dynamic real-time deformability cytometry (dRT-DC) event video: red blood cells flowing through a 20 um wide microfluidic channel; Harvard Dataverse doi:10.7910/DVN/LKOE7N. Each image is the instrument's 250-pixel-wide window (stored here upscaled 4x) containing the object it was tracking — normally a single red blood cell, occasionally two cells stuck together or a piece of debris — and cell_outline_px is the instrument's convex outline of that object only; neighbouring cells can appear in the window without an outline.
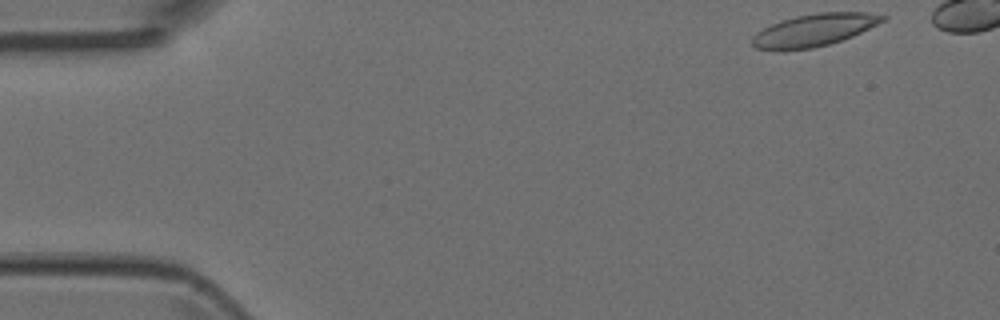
{"species": "Egyptian fruit bat (a non-hibernating species)", "species_latin": "Rousettus aegyptiacus", "temperature_condition": "room temperature", "stored_images_in_passage": 5, "camera_frame_rate_fps": 3000, "um_per_image_px": 0.085, "animal": {"sex": "female"}, "frame": {"image": 1, "passage_image": 1, "time_ms": 0.0, "image_size_px": [1000, 320], "cell_outline_px": [[888, 20], [852, 36], [828, 44], [812, 48], [784, 52], [780, 52], [756, 48], [752, 44], [752, 36], [756, 32], [780, 20], [796, 16], [816, 12], [868, 12], [888, 16]], "centroid_in_image_um": [69.19, 2.56], "position_along_channel_um": 15.8, "area_um2": 25.03}}